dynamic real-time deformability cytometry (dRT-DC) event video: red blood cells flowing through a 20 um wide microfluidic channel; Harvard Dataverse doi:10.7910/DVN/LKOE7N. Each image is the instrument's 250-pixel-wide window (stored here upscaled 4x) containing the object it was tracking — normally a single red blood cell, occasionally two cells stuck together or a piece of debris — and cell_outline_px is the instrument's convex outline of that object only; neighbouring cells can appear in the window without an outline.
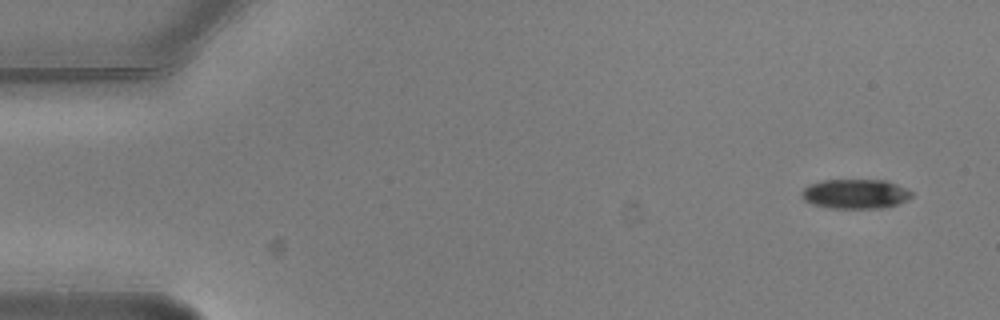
{"species": "common noctule bat (a hibernating species)", "species_latin": "Nyctalus noctula", "temperature_condition": "warm", "stored_images_in_passage": 4, "camera_frame_rate_fps": 3000, "um_per_image_px": 0.085, "animal": {"sex": "male", "body_mass_g": 20.5, "forearm_length_mm": 52.5}, "frame": {"image": 1, "passage_image": 1, "time_ms": 0.0, "image_size_px": [1000, 320], "cell_outline_px": [[912, 196], [908, 200], [896, 204], [880, 208], [828, 208], [812, 204], [804, 200], [800, 192], [808, 184], [820, 180], [888, 180], [912, 192]], "centroid_in_image_um": [72.66, 16.47], "position_along_channel_um": 12.3, "area_um2": 19.02}}
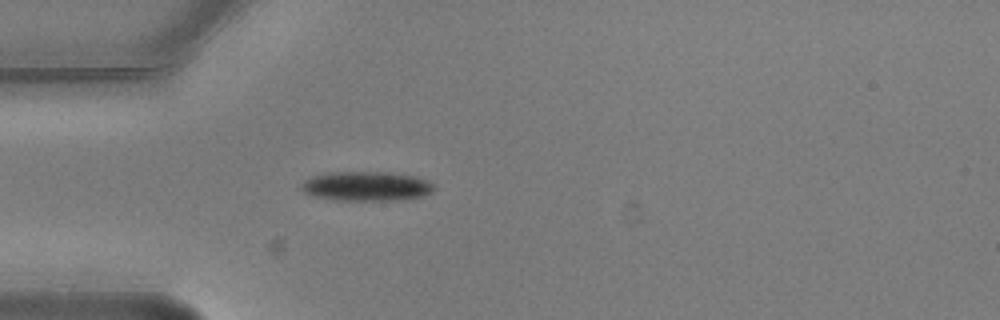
{"frame": {"image": 2, "passage_image": 4, "time_ms": 1.0, "image_size_px": [1000, 320], "cell_outline_px": [[436, 188], [432, 192], [424, 196], [412, 200], [336, 200], [316, 196], [304, 192], [300, 188], [300, 184], [304, 180], [312, 176], [328, 172], [388, 172], [416, 176], [428, 180]], "centroid_in_image_um": [31.19, 15.83], "position_along_channel_um": 53.8, "area_um2": 23.12}}